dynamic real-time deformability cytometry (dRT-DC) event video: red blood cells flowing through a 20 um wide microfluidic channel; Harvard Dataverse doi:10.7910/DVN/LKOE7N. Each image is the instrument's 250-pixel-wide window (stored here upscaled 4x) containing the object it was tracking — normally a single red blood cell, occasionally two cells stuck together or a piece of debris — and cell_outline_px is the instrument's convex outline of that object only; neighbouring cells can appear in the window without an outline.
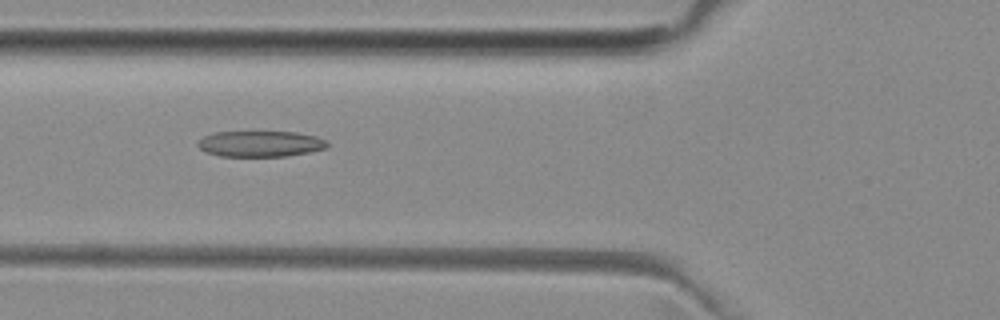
{"species": "common noctule bat (a hibernating species)", "species_latin": "Nyctalus noctula", "temperature_condition": "room temperature", "stored_images_in_passage": 19, "camera_frame_rate_fps": 3000, "um_per_image_px": 0.085, "animal": {"sex": "female", "body_mass_g": 29.2, "forearm_length_mm": 56.3}, "frame": {"image": 1, "passage_image": 19, "time_ms": 6.0, "image_size_px": [1000, 320], "cell_outline_px": [[328, 148], [288, 156], [220, 156], [204, 152], [196, 144], [204, 136], [216, 132], [296, 132], [316, 136], [324, 140], [328, 144]], "centroid_in_image_um": [22.12, 12.23], "position_along_channel_um": 103.7, "area_um2": 19.48}}